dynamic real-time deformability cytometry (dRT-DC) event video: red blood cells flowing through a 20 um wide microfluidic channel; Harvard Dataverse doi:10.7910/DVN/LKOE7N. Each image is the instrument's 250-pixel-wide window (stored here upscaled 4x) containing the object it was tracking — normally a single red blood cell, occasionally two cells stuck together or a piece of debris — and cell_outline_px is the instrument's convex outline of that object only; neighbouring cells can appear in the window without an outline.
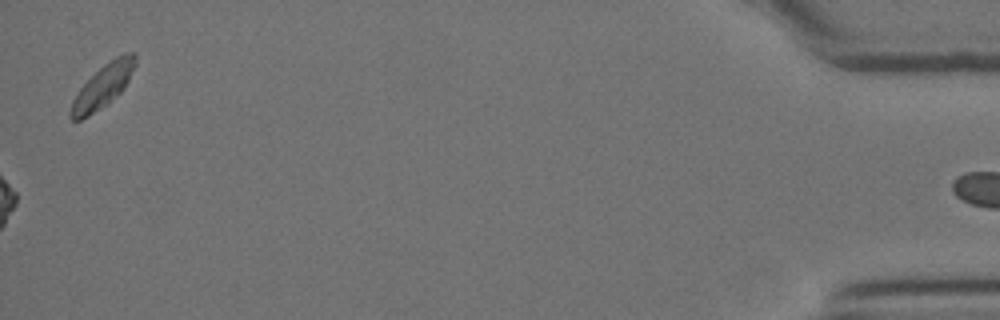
{"species": "Egyptian fruit bat (a non-hibernating species)", "species_latin": "Rousettus aegyptiacus", "temperature_condition": "room temperature", "stored_images_in_passage": 17, "camera_frame_rate_fps": 3000, "um_per_image_px": 0.085, "animal": {"sex": "female"}, "frame": {"image": 1, "passage_image": 17, "time_ms": 5.333, "image_size_px": [1000, 320], "cell_outline_px": [[136, 64], [124, 88], [120, 92], [88, 116], [80, 120], [72, 120], [68, 116], [68, 112], [72, 100], [80, 88], [104, 64], [116, 56], [124, 52], [136, 52]], "centroid_in_image_um": [8.73, 7.3], "position_along_channel_um": 426.5, "area_um2": 15.9}}